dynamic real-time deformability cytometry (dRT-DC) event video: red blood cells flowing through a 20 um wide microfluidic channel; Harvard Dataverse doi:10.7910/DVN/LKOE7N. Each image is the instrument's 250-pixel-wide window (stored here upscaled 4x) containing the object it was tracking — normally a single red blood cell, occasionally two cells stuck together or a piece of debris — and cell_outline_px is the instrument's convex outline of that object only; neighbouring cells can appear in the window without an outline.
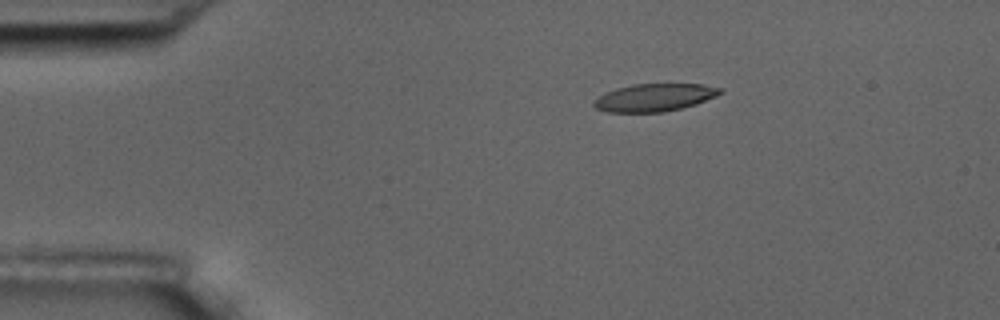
{"species": "common noctule bat (a hibernating species)", "species_latin": "Nyctalus noctula", "temperature_condition": "room temperature", "stored_images_in_passage": 4, "camera_frame_rate_fps": 3000, "um_per_image_px": 0.085, "animal": {"sex": "male", "body_mass_g": 17.5, "forearm_length_mm": 52.3}, "frame": {"image": 1, "passage_image": 1, "time_ms": 0.0, "image_size_px": [1000, 320], "cell_outline_px": [[724, 92], [716, 96], [696, 104], [664, 112], [608, 112], [596, 108], [592, 104], [592, 100], [604, 92], [616, 88], [632, 84], [704, 84], [724, 88]], "centroid_in_image_um": [55.62, 8.28], "position_along_channel_um": 29.4, "area_um2": 20.58}}
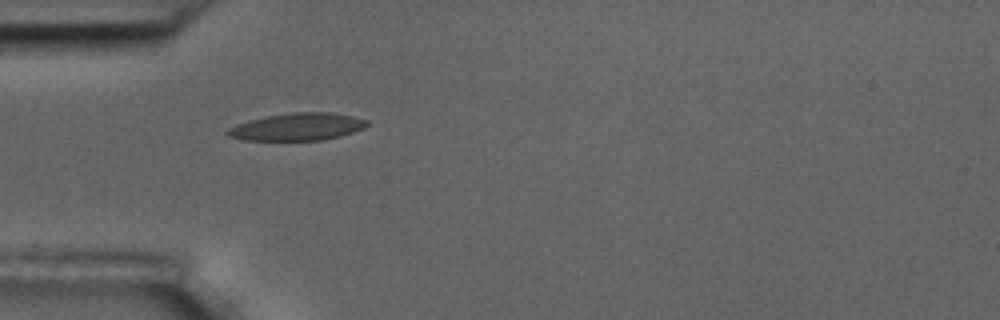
{"frame": {"image": 2, "passage_image": 3, "time_ms": 2.333, "image_size_px": [1000, 320], "cell_outline_px": [[368, 124], [364, 128], [340, 136], [320, 140], [244, 140], [228, 136], [224, 132], [228, 128], [236, 124], [268, 116], [292, 112], [332, 112], [352, 116], [368, 120]], "centroid_in_image_um": [25.27, 10.78], "position_along_channel_um": 59.7, "area_um2": 22.14}}